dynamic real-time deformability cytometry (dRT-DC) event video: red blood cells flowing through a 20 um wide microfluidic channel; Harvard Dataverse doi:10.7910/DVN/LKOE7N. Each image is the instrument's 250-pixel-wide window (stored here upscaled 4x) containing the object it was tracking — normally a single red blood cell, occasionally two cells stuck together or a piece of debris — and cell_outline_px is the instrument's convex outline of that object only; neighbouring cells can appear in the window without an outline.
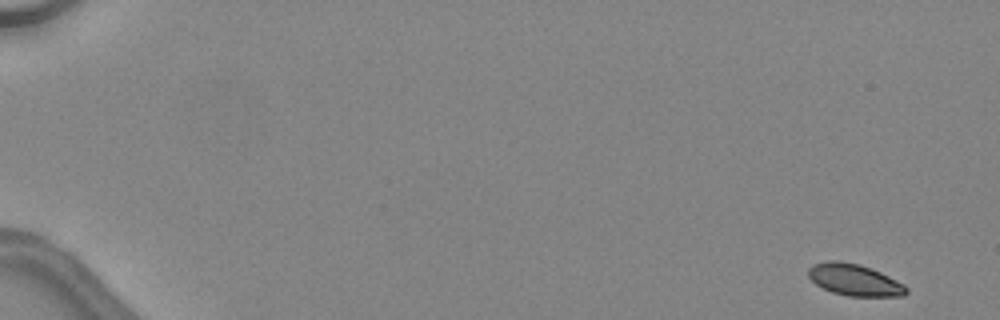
{"species": "common noctule bat (a hibernating species)", "species_latin": "Nyctalus noctula", "temperature_condition": "warm", "stored_images_in_passage": 47, "camera_frame_rate_fps": 3000, "um_per_image_px": 0.085, "animal": {"sex": "female", "body_mass_g": 24.6, "forearm_length_mm": 56.2}, "frame": {"image": 1, "passage_image": 1, "time_ms": 0.0, "image_size_px": [1000, 320], "cell_outline_px": [[908, 292], [904, 296], [848, 296], [832, 292], [816, 284], [808, 276], [808, 268], [812, 264], [828, 260], [840, 260], [860, 264], [872, 268], [904, 284], [908, 288]], "centroid_in_image_um": [72.63, 23.77], "position_along_channel_um": 12.4, "area_um2": 18.21}}
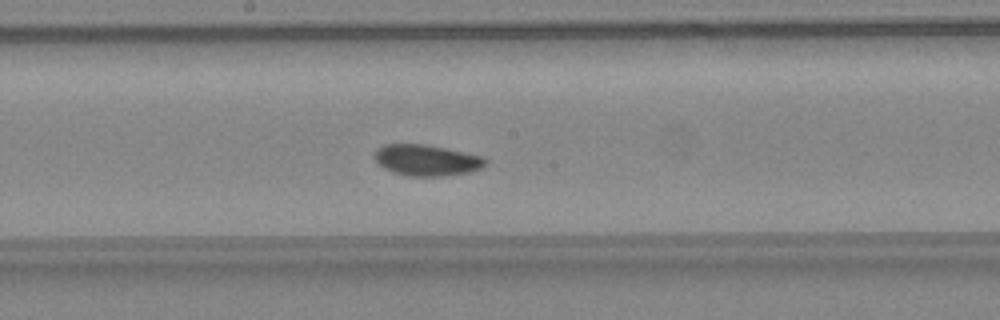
{"frame": {"image": 2, "passage_image": 27, "time_ms": 8.667, "image_size_px": [1000, 320], "cell_outline_px": [[488, 160], [480, 168], [468, 172], [444, 176], [408, 176], [392, 172], [384, 168], [372, 156], [376, 148], [384, 144], [424, 144], [484, 156]], "centroid_in_image_um": [36.22, 13.61], "position_along_channel_um": 212.0, "area_um2": 20.11}}
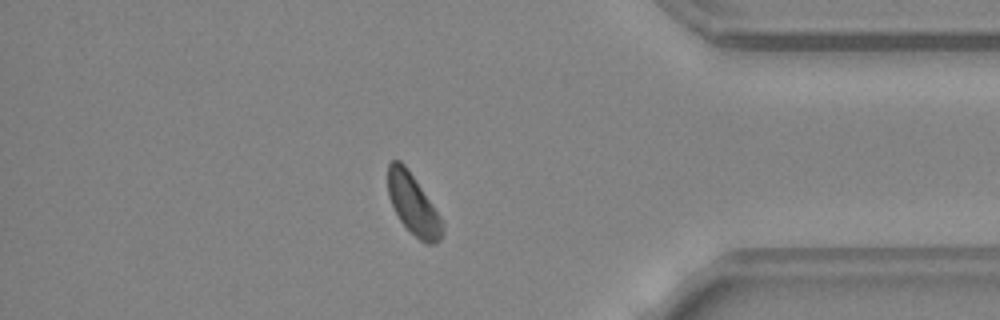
{"frame": {"image": 3, "passage_image": 41, "time_ms": 13.333, "image_size_px": [1000, 320], "cell_outline_px": [[444, 232], [440, 240], [436, 244], [424, 244], [400, 220], [388, 196], [388, 164], [392, 160], [400, 160], [408, 168], [440, 216], [444, 228]], "centroid_in_image_um": [35.13, 17.38], "position_along_channel_um": 400.1, "area_um2": 19.02}, "authors_computed_cell_mechanics": {"area_um2": 19.363, "velocity_mm_per_s": 4.4901, "shape_relaxation_time_tau1_ms": 2.0664, "shape_relaxation_time_tau2_ms": null, "deformation_change_tau1": 0.0569, "deformation_change_tau2": null}}